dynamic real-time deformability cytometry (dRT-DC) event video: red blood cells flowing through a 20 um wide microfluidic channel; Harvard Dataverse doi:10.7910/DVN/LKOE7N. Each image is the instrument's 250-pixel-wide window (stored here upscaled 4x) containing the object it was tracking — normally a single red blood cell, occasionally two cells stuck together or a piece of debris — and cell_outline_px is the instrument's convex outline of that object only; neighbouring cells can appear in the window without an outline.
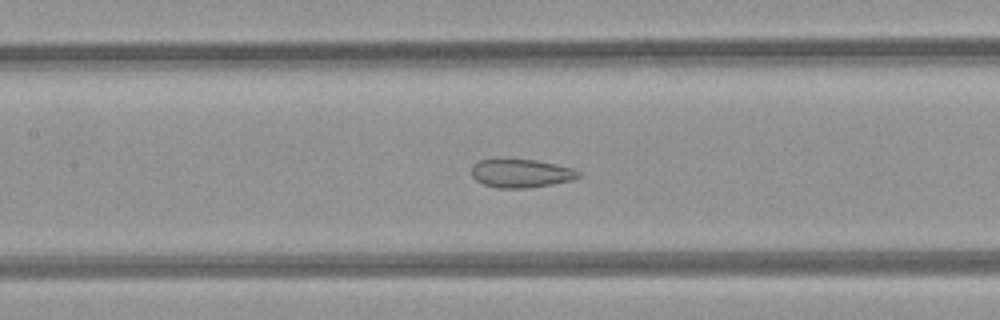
{"species": "common noctule bat (a hibernating species)", "species_latin": "Nyctalus noctula", "temperature_condition": "room temperature", "stored_images_in_passage": 39, "camera_frame_rate_fps": 3000, "um_per_image_px": 0.085, "animal": {"sex": "female", "body_mass_g": 21.9}, "frame": {"image": 1, "passage_image": 13, "time_ms": 4.0, "image_size_px": [1000, 320], "cell_outline_px": [[580, 176], [572, 180], [552, 184], [528, 188], [496, 188], [484, 184], [476, 180], [472, 176], [472, 164], [480, 160], [536, 160], [556, 164], [572, 168], [580, 172]], "centroid_in_image_um": [44.29, 14.74], "position_along_channel_um": 163.1, "area_um2": 17.57}}
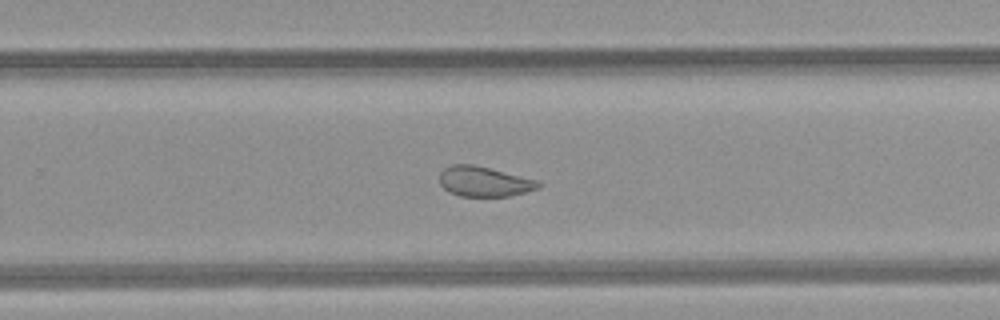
{"frame": {"image": 2, "passage_image": 22, "time_ms": 7.0, "image_size_px": [1000, 320], "cell_outline_px": [[544, 184], [540, 188], [508, 196], [460, 196], [448, 192], [440, 184], [440, 172], [444, 168], [452, 164], [472, 164], [540, 180]], "centroid_in_image_um": [41.18, 15.43], "position_along_channel_um": 288.6, "area_um2": 17.46}}
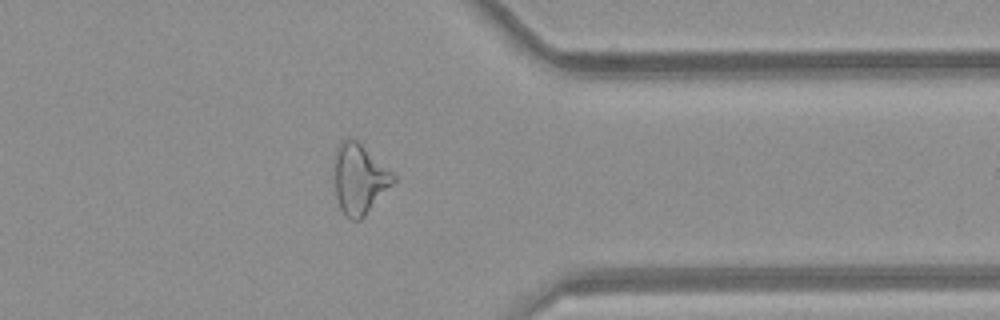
{"frame": {"image": 3, "passage_image": 29, "time_ms": 9.333, "image_size_px": [1000, 320], "cell_outline_px": [[396, 180], [364, 216], [360, 220], [352, 220], [344, 216], [340, 208], [336, 196], [336, 148], [348, 136], [352, 136], [392, 172], [396, 176]], "centroid_in_image_um": [30.56, 15.21], "position_along_channel_um": 380.8, "area_um2": 23.58}}